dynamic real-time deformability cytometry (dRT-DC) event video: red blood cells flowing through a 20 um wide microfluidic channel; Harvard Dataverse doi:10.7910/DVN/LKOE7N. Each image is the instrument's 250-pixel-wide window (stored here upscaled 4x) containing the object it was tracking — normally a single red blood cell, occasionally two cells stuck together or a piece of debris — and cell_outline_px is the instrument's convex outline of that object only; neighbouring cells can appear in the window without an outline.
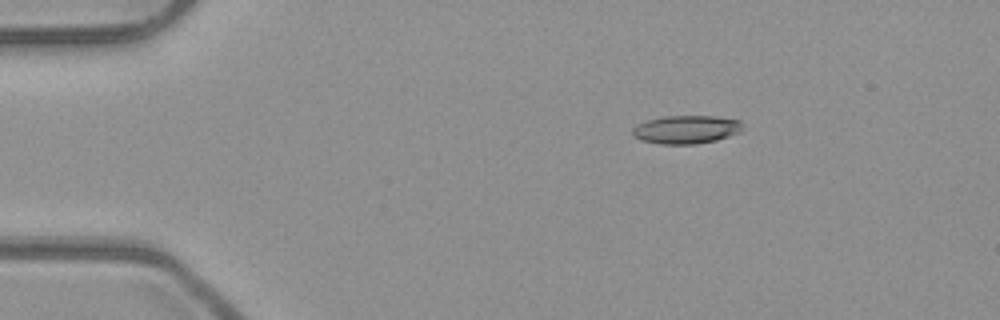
{"species": "common noctule bat (a hibernating species)", "species_latin": "Nyctalus noctula", "temperature_condition": "room temperature", "stored_images_in_passage": 5, "camera_frame_rate_fps": 3000, "um_per_image_px": 0.085, "animal": {"sex": "male", "body_mass_g": 23.1, "forearm_length_mm": 52.7}, "frame": {"image": 1, "passage_image": 2, "time_ms": 0.333, "image_size_px": [1000, 320], "cell_outline_px": [[740, 132], [716, 140], [696, 144], [660, 144], [640, 140], [632, 136], [632, 128], [636, 124], [648, 120], [664, 116], [716, 116], [740, 120]], "centroid_in_image_um": [58.27, 11.01], "position_along_channel_um": 26.7, "area_um2": 18.15}}